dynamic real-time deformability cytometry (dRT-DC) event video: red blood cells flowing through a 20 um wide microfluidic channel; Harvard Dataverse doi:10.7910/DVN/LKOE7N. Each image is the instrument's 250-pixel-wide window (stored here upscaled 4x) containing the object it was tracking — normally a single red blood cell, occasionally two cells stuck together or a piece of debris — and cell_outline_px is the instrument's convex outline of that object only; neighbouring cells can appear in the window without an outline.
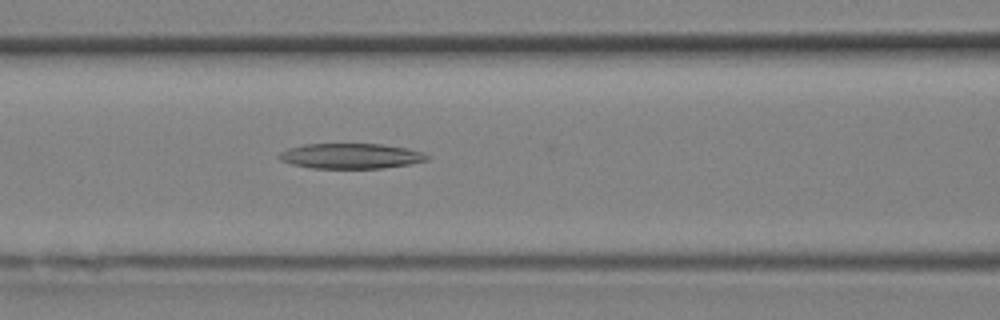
{"species": "Egyptian fruit bat (a non-hibernating species)", "species_latin": "Rousettus aegyptiacus", "temperature_condition": "room temperature", "stored_images_in_passage": 5, "camera_frame_rate_fps": 3000, "um_per_image_px": 0.085, "animal": {"sex": "female"}, "frame": {"image": 1, "passage_image": 5, "time_ms": 1.333, "image_size_px": [1000, 320], "cell_outline_px": [[428, 160], [408, 164], [384, 168], [312, 168], [292, 164], [280, 160], [276, 156], [280, 152], [288, 148], [304, 144], [384, 144], [408, 148], [424, 152], [428, 156]], "centroid_in_image_um": [29.81, 13.25], "position_along_channel_um": 136.8, "area_um2": 21.85}}